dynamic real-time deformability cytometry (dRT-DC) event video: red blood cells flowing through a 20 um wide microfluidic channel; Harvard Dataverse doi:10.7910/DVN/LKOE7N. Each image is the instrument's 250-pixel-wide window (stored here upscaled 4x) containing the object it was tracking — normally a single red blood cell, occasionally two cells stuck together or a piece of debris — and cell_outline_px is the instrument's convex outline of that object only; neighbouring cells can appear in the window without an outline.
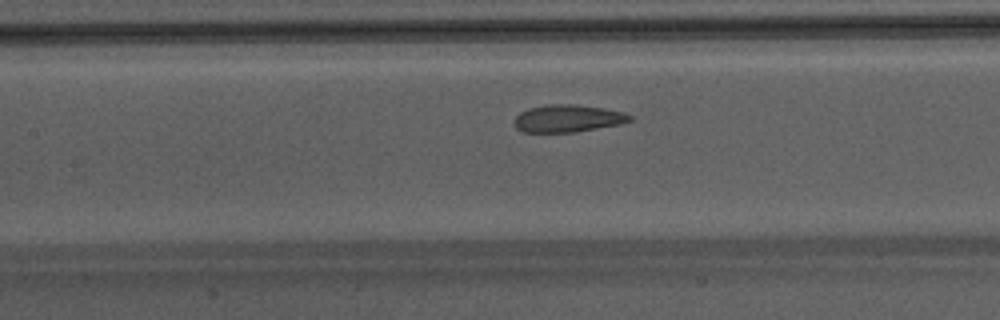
{"species": "Egyptian fruit bat (a non-hibernating species)", "species_latin": "Rousettus aegyptiacus", "temperature_condition": "warm", "stored_images_in_passage": 35, "camera_frame_rate_fps": 3000, "um_per_image_px": 0.085, "animal": {"sex": "male"}, "frame": {"image": 1, "passage_image": 10, "time_ms": 3.0, "image_size_px": [1000, 320], "cell_outline_px": [[632, 120], [620, 124], [572, 132], [520, 132], [516, 128], [516, 116], [520, 112], [528, 108], [548, 104], [576, 104], [604, 108], [624, 112], [632, 116]], "centroid_in_image_um": [48.26, 10.06], "position_along_channel_um": 159.1, "area_um2": 18.38}}
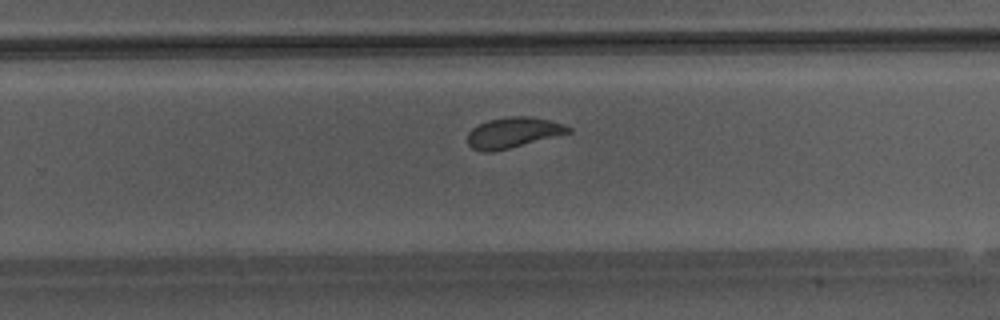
{"frame": {"image": 2, "passage_image": 19, "time_ms": 6.0, "image_size_px": [1000, 320], "cell_outline_px": [[572, 132], [508, 148], [488, 152], [484, 152], [472, 148], [468, 144], [468, 132], [472, 128], [488, 120], [508, 116], [532, 116], [564, 124], [572, 128]], "centroid_in_image_um": [43.62, 11.25], "position_along_channel_um": 286.2, "area_um2": 17.74}}
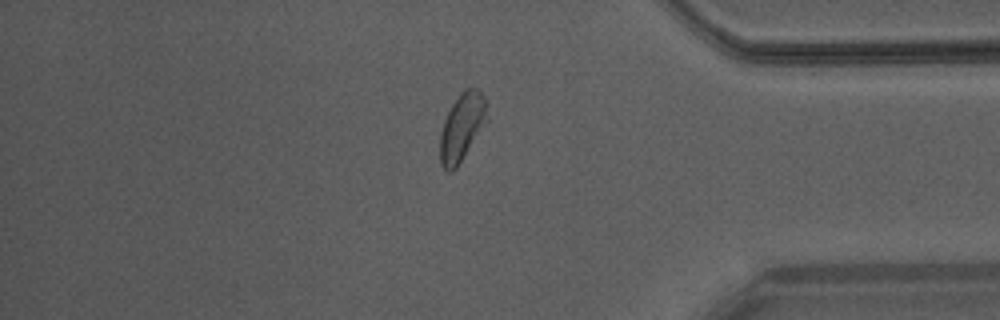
{"frame": {"image": 3, "passage_image": 28, "time_ms": 9.0, "image_size_px": [1000, 320], "cell_outline_px": [[488, 120], [456, 168], [452, 172], [448, 172], [440, 164], [440, 136], [444, 120], [452, 104], [460, 92], [464, 88], [480, 88], [484, 96]], "centroid_in_image_um": [39.27, 10.78], "position_along_channel_um": 395.9, "area_um2": 18.5}, "authors_computed_cell_mechanics": {"area_um2": 18.7272, "velocity_mm_per_s": 4.2446, "shape_relaxation_time_tau1_ms": 4.1996, "shape_relaxation_time_tau2_ms": 0.8913, "deformation_change_tau1": 0.1486, "deformation_change_tau2": 0.079}}